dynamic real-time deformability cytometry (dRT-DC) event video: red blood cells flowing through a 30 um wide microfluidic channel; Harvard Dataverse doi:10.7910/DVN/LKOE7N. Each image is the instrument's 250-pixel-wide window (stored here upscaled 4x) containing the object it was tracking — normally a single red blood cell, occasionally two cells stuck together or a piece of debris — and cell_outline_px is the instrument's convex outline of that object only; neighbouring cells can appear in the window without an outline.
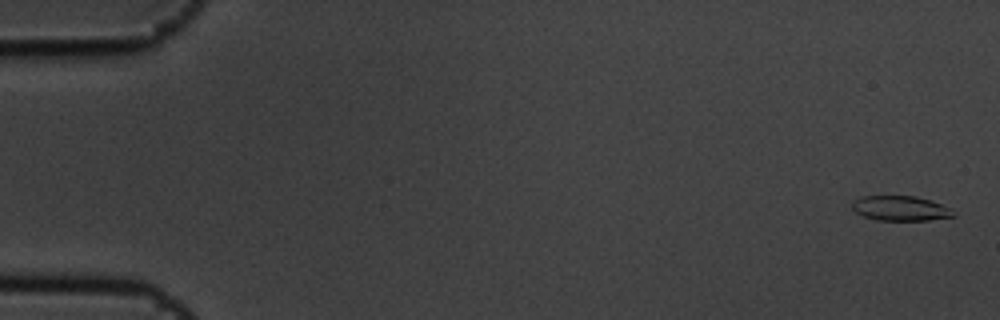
{"species": "common noctule bat (a hibernating species)", "species_latin": "Nyctalus noctula", "temperature_condition": "cold", "stored_images_in_passage": 8, "camera_frame_rate_fps": 3000, "um_per_image_px": 0.085, "animal": {"sex": "male", "body_mass_g": 19.5, "forearm_length_mm": 54.6}, "frame": {"image": 1, "passage_image": 1, "time_ms": 0.0, "image_size_px": [1000, 320], "cell_outline_px": [[956, 216], [928, 220], [876, 220], [864, 216], [856, 212], [852, 208], [852, 200], [860, 196], [916, 196], [952, 208], [956, 212]], "centroid_in_image_um": [76.54, 17.71], "position_along_channel_um": 8.5, "area_um2": 14.74}}
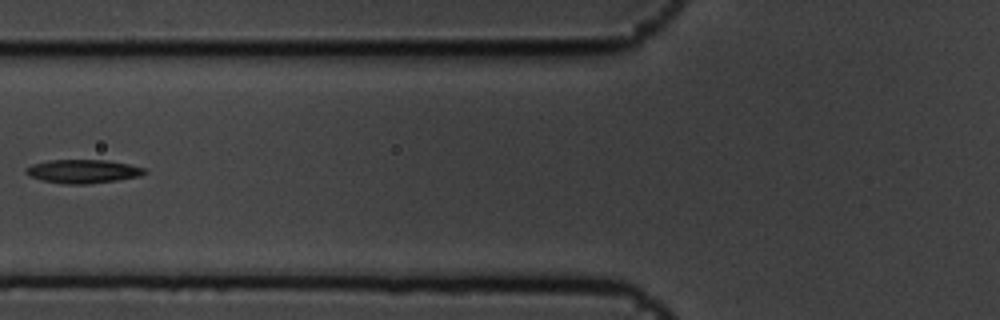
{"frame": {"image": 2, "passage_image": 7, "time_ms": 2.0, "image_size_px": [1000, 320], "cell_outline_px": [[148, 172], [140, 176], [116, 180], [88, 184], [64, 184], [40, 180], [28, 176], [24, 172], [24, 168], [32, 164], [48, 160], [108, 160], [128, 164], [144, 168]], "centroid_in_image_um": [7.0, 14.56], "position_along_channel_um": 118.8, "area_um2": 16.47}}
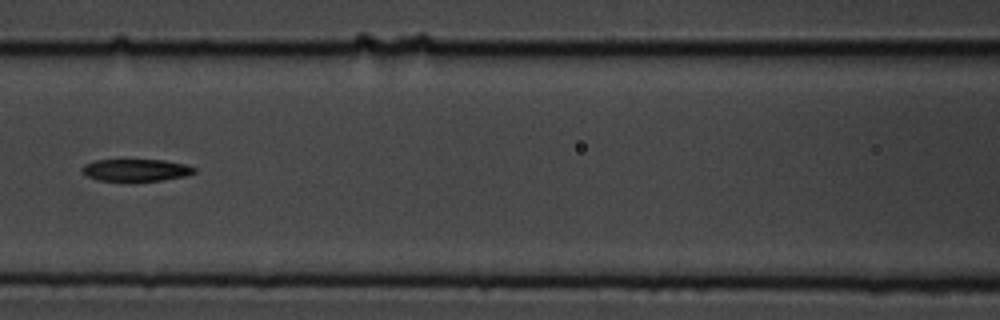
{"frame": {"image": 3, "passage_image": 8, "time_ms": 2.333, "image_size_px": [1000, 320], "cell_outline_px": [[196, 172], [188, 176], [160, 180], [96, 180], [88, 176], [80, 168], [84, 164], [96, 160], [164, 160], [184, 164], [196, 168]], "centroid_in_image_um": [11.58, 14.45], "position_along_channel_um": 155.0, "area_um2": 14.28}}